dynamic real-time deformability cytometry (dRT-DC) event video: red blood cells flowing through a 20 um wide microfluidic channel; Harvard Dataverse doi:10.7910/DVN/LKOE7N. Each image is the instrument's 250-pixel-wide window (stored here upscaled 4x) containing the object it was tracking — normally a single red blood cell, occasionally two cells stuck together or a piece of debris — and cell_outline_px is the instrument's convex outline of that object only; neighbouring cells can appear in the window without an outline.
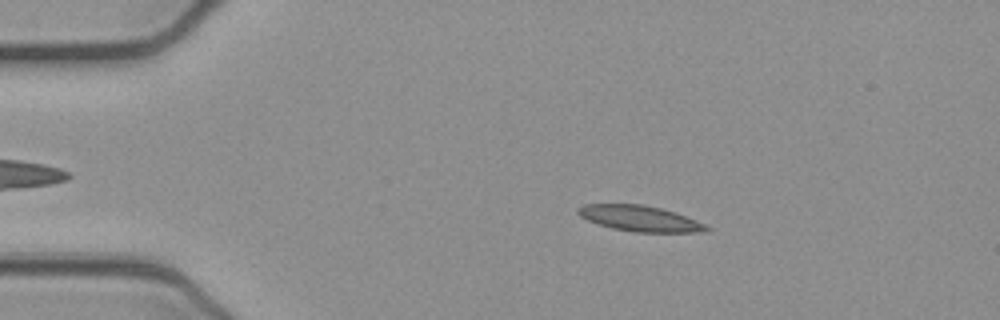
{"species": "common noctule bat (a hibernating species)", "species_latin": "Nyctalus noctula", "temperature_condition": "cold", "stored_images_in_passage": 50, "camera_frame_rate_fps": 3000, "um_per_image_px": 0.085, "animal": {"sex": "female", "body_mass_g": 21.9}, "frame": {"image": 1, "passage_image": 7, "time_ms": 2.0, "image_size_px": [1000, 320], "cell_outline_px": [[712, 228], [708, 232], [636, 232], [612, 228], [588, 220], [580, 216], [576, 212], [576, 208], [584, 204], [644, 204], [676, 212], [704, 224]], "centroid_in_image_um": [54.39, 18.56], "position_along_channel_um": 30.6, "area_um2": 19.25}}
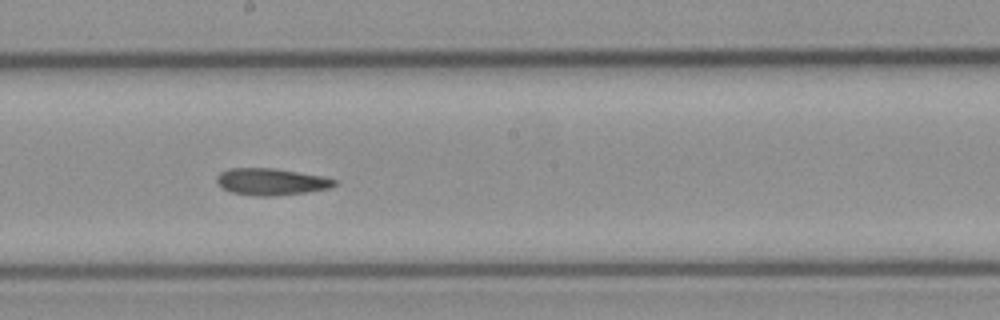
{"frame": {"image": 2, "passage_image": 26, "time_ms": 8.333, "image_size_px": [1000, 320], "cell_outline_px": [[336, 184], [332, 188], [308, 192], [272, 196], [256, 196], [232, 192], [216, 184], [216, 176], [220, 172], [228, 168], [272, 168], [320, 176], [336, 180]], "centroid_in_image_um": [23.02, 15.45], "position_along_channel_um": 225.2, "area_um2": 18.32}}
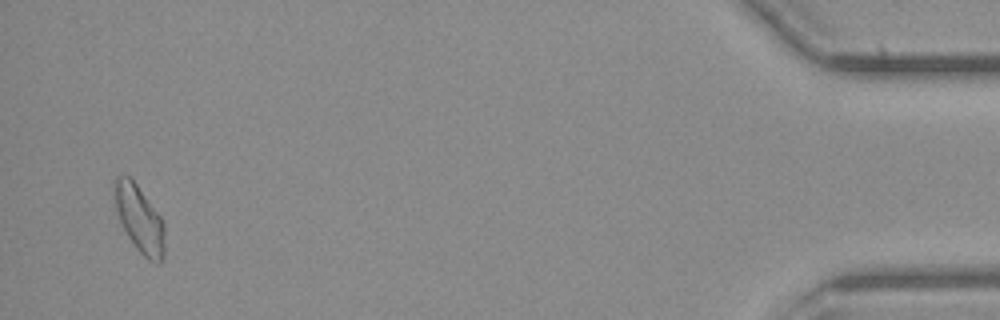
{"frame": {"image": 3, "passage_image": 48, "time_ms": 15.667, "image_size_px": [1000, 320], "cell_outline_px": [[164, 260], [160, 264], [156, 264], [148, 260], [136, 248], [120, 224], [116, 208], [112, 188], [112, 180], [116, 176], [128, 176], [136, 184], [160, 216], [164, 224]], "centroid_in_image_um": [11.83, 18.63], "position_along_channel_um": 423.4, "area_um2": 19.77}}